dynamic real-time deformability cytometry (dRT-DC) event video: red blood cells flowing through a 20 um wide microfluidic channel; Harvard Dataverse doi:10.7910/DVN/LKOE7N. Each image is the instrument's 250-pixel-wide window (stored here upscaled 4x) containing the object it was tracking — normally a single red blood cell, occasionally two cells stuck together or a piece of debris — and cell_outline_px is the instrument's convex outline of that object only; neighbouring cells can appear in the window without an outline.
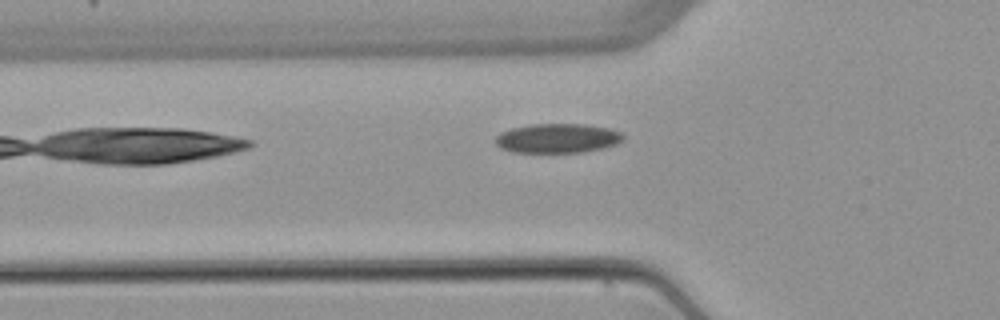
{"species": "common noctule bat (a hibernating species)", "species_latin": "Nyctalus noctula", "temperature_condition": "warm", "stored_images_in_passage": 5, "camera_frame_rate_fps": 3000, "um_per_image_px": 0.085, "animal": {"sex": "female", "body_mass_g": 22.7, "forearm_length_mm": 54.2}, "frame": {"image": 1, "passage_image": 5, "time_ms": 5.0, "image_size_px": [1000, 320], "cell_outline_px": [[624, 140], [616, 144], [604, 148], [584, 152], [512, 152], [500, 148], [496, 144], [496, 136], [500, 132], [512, 128], [528, 124], [584, 124], [608, 128], [620, 132], [624, 136]], "centroid_in_image_um": [47.39, 11.75], "position_along_channel_um": 78.4, "area_um2": 21.96}}